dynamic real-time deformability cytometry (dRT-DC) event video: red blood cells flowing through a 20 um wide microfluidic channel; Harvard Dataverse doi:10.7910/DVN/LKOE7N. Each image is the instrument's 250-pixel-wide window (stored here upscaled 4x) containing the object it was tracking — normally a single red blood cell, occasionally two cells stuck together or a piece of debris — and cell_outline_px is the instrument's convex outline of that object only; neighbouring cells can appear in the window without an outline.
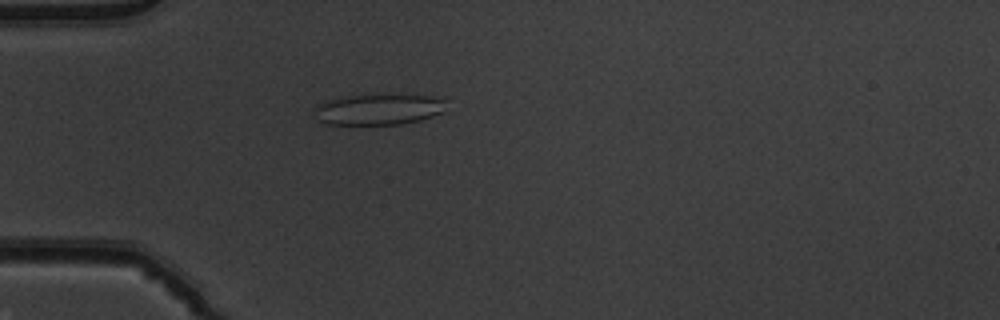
{"species": "common noctule bat (a hibernating species)", "species_latin": "Nyctalus noctula", "temperature_condition": "warm", "stored_images_in_passage": 50, "camera_frame_rate_fps": 3000, "um_per_image_px": 0.085, "animal": {"sex": "male", "body_mass_g": 19.5, "forearm_length_mm": 54.6}, "frame": {"image": 1, "passage_image": 14, "time_ms": 4.333, "image_size_px": [1000, 320], "cell_outline_px": [[448, 100], [444, 112], [420, 120], [400, 124], [324, 124], [312, 112], [316, 104], [328, 100], [348, 96], [376, 92], [444, 96]], "centroid_in_image_um": [32.27, 9.24], "position_along_channel_um": 52.7, "area_um2": 24.97}}
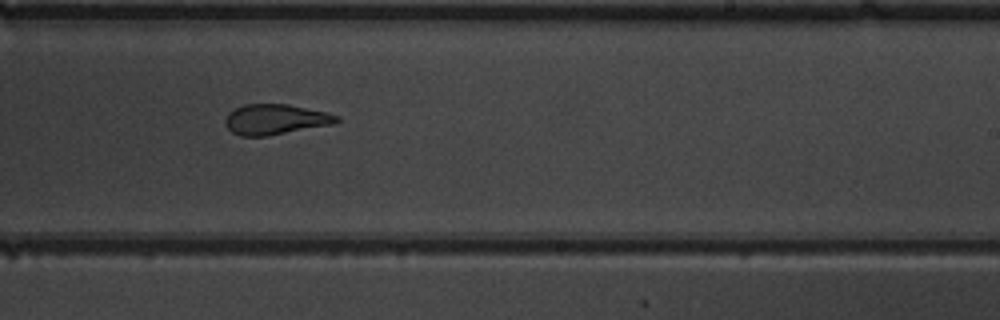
{"frame": {"image": 2, "passage_image": 31, "time_ms": 10.0, "image_size_px": [1000, 320], "cell_outline_px": [[340, 120], [332, 124], [264, 136], [240, 136], [232, 132], [228, 128], [224, 120], [228, 112], [244, 104], [288, 104], [328, 112], [340, 116]], "centroid_in_image_um": [23.4, 10.13], "position_along_channel_um": 265.6, "area_um2": 19.59}}
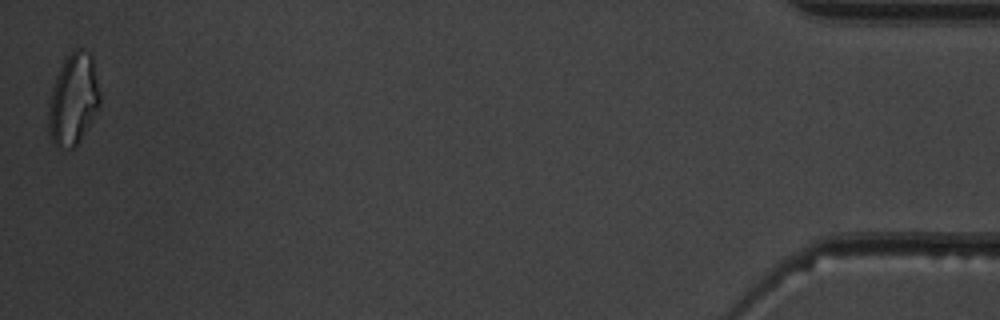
{"frame": {"image": 3, "passage_image": 50, "time_ms": 16.333, "image_size_px": [1000, 320], "cell_outline_px": [[100, 104], [92, 120], [76, 148], [68, 148], [52, 144], [48, 128], [48, 104], [52, 88], [56, 76], [64, 60], [76, 48], [80, 48], [88, 52], [92, 56], [100, 92]], "centroid_in_image_um": [6.23, 8.47], "position_along_channel_um": 429.0, "area_um2": 27.46}, "authors_computed_cell_mechanics": {"area_um2": 22.3686, "velocity_mm_per_s": 3.9668, "shape_relaxation_time_tau1_ms": null, "shape_relaxation_time_tau2_ms": 1.5197, "deformation_change_tau1": null, "deformation_change_tau2": 0.0978}}